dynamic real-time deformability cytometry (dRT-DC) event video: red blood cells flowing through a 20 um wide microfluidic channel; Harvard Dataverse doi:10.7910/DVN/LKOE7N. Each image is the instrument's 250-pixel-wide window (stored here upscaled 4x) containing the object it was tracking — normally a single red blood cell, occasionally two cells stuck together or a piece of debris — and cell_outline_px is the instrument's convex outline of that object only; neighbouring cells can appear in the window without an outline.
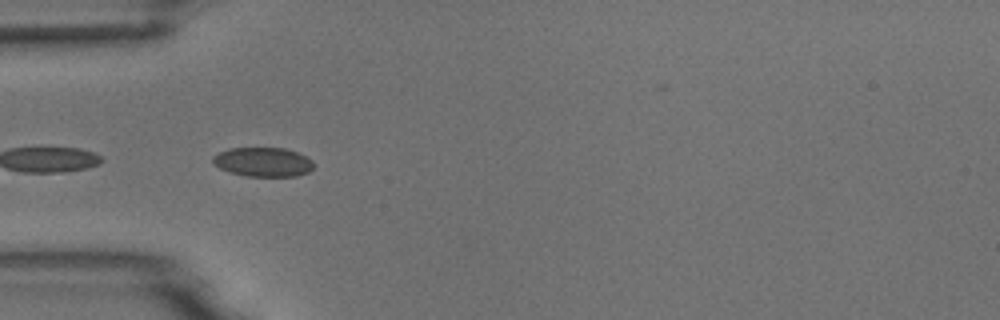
{"species": "common noctule bat (a hibernating species)", "species_latin": "Nyctalus noctula", "temperature_condition": "room temperature", "stored_images_in_passage": 26, "segment_of_instrument_passage": [2, 2], "camera_frame_rate_fps": 3000, "um_per_image_px": 0.085, "animal": {"sex": "male", "body_mass_g": 18.8}, "frame": {"image": 1, "passage_image": 17, "time_ms": 5.333, "image_size_px": [1000, 320], "cell_outline_px": [[312, 168], [308, 172], [296, 176], [248, 176], [232, 172], [220, 168], [212, 160], [212, 156], [228, 148], [284, 148], [296, 152], [312, 160]], "centroid_in_image_um": [22.35, 13.76], "position_along_channel_um": 62.6, "area_um2": 16.88}}